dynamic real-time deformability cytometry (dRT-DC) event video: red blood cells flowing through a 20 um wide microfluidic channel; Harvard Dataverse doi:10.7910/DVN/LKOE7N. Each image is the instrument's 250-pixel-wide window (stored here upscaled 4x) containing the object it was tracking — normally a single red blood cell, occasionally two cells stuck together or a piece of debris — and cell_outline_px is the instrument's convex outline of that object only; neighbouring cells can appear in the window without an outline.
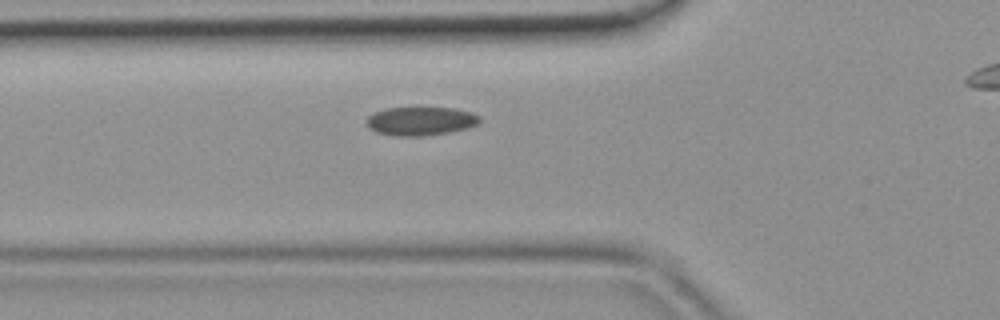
{"species": "common noctule bat (a hibernating species)", "species_latin": "Nyctalus noctula", "temperature_condition": "room temperature", "stored_images_in_passage": 26, "camera_frame_rate_fps": 3000, "um_per_image_px": 0.085, "animal": {"sex": "female", "body_mass_g": 19.9}, "frame": {"image": 1, "passage_image": 2, "time_ms": 0.333, "image_size_px": [1000, 320], "cell_outline_px": [[480, 120], [476, 124], [468, 128], [448, 132], [420, 136], [396, 136], [376, 132], [368, 128], [368, 116], [372, 112], [384, 108], [452, 108], [472, 112], [480, 116]], "centroid_in_image_um": [35.73, 10.29], "position_along_channel_um": 90.1, "area_um2": 18.79}}
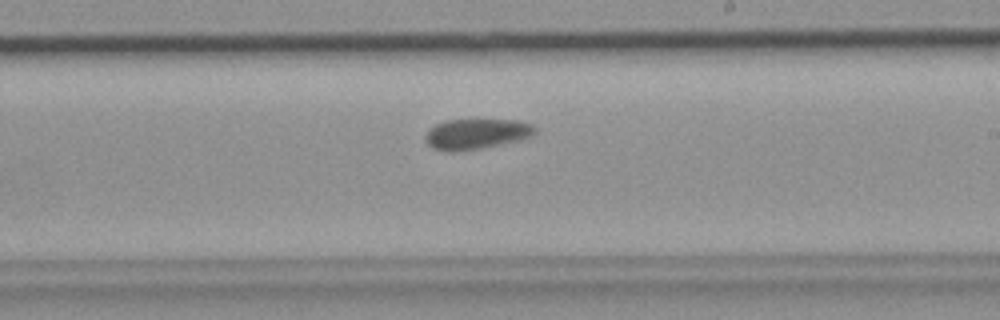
{"frame": {"image": 2, "passage_image": 13, "time_ms": 4.0, "image_size_px": [1000, 320], "cell_outline_px": [[536, 132], [528, 136], [496, 144], [476, 148], [452, 152], [448, 152], [432, 148], [424, 140], [424, 136], [436, 124], [448, 120], [520, 120], [532, 124], [536, 128]], "centroid_in_image_um": [40.43, 11.37], "position_along_channel_um": 248.6, "area_um2": 18.79}}
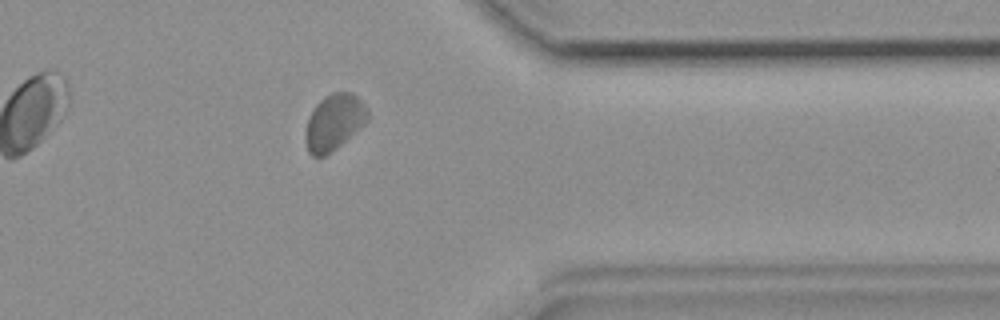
{"frame": {"image": 3, "passage_image": 23, "time_ms": 7.333, "image_size_px": [1000, 320], "cell_outline_px": [[368, 120], [364, 124], [336, 148], [324, 156], [312, 156], [308, 152], [304, 140], [304, 132], [308, 116], [316, 104], [324, 96], [332, 92], [352, 92], [368, 108]], "centroid_in_image_um": [28.36, 10.38], "position_along_channel_um": 383.0, "area_um2": 20.4}}